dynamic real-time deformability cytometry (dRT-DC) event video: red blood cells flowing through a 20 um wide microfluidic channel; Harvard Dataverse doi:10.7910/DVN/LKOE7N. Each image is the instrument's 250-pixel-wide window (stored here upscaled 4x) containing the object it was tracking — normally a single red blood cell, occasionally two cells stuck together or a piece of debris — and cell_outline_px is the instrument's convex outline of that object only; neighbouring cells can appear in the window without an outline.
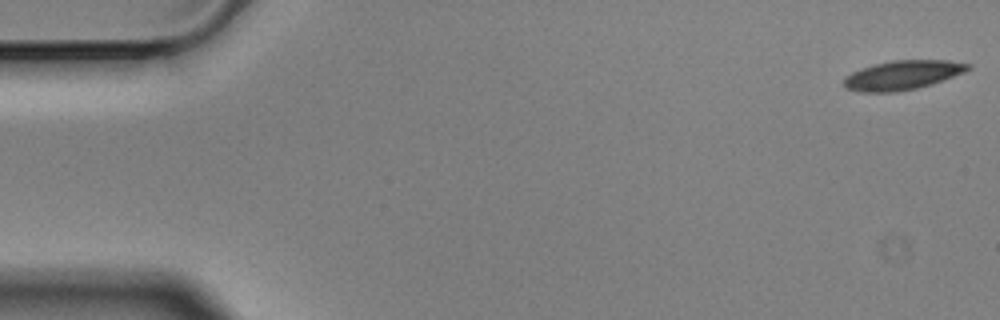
{"species": "Egyptian fruit bat (a non-hibernating species)", "species_latin": "Rousettus aegyptiacus", "temperature_condition": "cold", "stored_images_in_passage": 5, "camera_frame_rate_fps": 3000, "um_per_image_px": 0.085, "animal": {"sex": "male"}, "frame": {"image": 1, "passage_image": 1, "time_ms": 0.0, "image_size_px": [1000, 320], "cell_outline_px": [[972, 68], [964, 72], [932, 84], [916, 88], [896, 92], [860, 92], [848, 88], [844, 84], [844, 76], [852, 72], [876, 64], [892, 60], [948, 60], [972, 64]], "centroid_in_image_um": [76.75, 6.38], "position_along_channel_um": 8.2, "area_um2": 20.98}}